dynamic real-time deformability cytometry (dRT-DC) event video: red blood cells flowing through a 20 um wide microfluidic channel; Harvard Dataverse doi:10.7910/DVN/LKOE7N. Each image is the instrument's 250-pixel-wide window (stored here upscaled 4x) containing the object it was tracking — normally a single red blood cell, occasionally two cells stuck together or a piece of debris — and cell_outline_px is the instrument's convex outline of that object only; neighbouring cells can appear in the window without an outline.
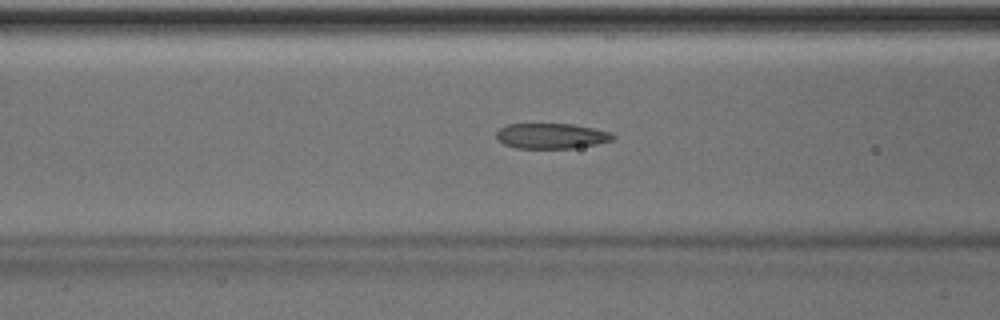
{"species": "Egyptian fruit bat (a non-hibernating species)", "species_latin": "Rousettus aegyptiacus", "temperature_condition": "room temperature", "stored_images_in_passage": 49, "camera_frame_rate_fps": 3000, "um_per_image_px": 0.085, "animal": {"sex": "male"}, "frame": {"image": 1, "passage_image": 19, "time_ms": 6.0, "image_size_px": [1000, 320], "cell_outline_px": [[616, 136], [612, 140], [596, 144], [572, 148], [516, 148], [504, 144], [496, 140], [496, 132], [500, 128], [508, 124], [572, 124], [592, 128], [608, 132]], "centroid_in_image_um": [46.81, 11.56], "position_along_channel_um": 119.8, "area_um2": 17.11}}
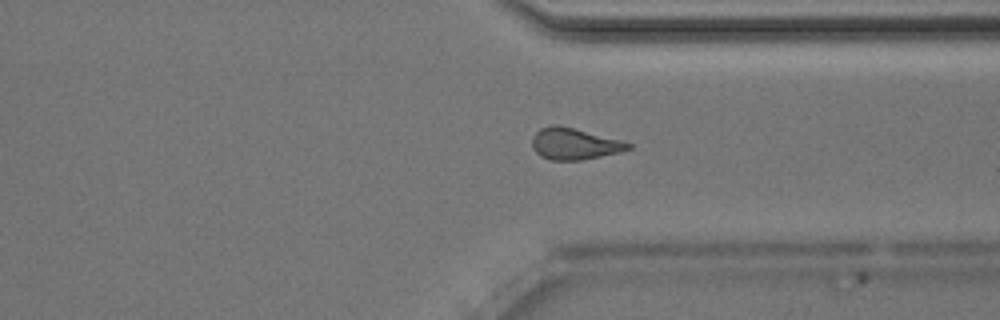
{"frame": {"image": 2, "passage_image": 37, "time_ms": 12.0, "image_size_px": [1000, 320], "cell_outline_px": [[632, 148], [620, 152], [580, 160], [548, 160], [540, 156], [532, 148], [532, 136], [540, 128], [556, 124], [620, 140], [632, 144]], "centroid_in_image_um": [48.78, 12.23], "position_along_channel_um": 362.6, "area_um2": 17.46}}
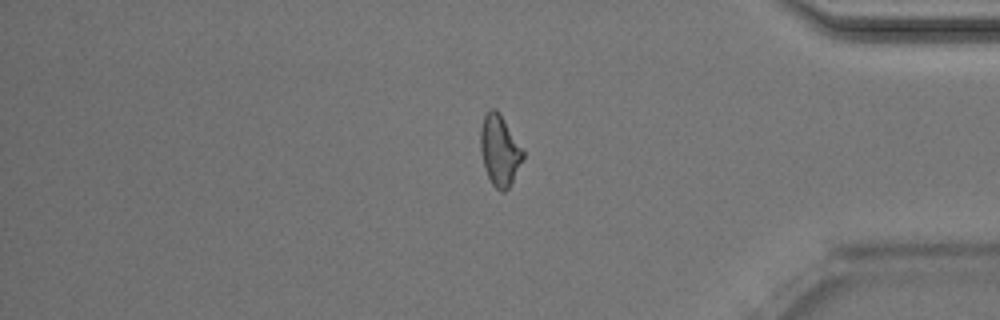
{"frame": {"image": 3, "passage_image": 41, "time_ms": 13.333, "image_size_px": [1000, 320], "cell_outline_px": [[524, 156], [508, 188], [504, 192], [500, 192], [492, 184], [484, 168], [480, 152], [480, 128], [484, 116], [492, 108], [496, 108], [500, 112], [524, 148]], "centroid_in_image_um": [42.47, 12.75], "position_along_channel_um": 392.7, "area_um2": 17.74}, "authors_computed_cell_mechanics": {"area_um2": 17.6868, "velocity_mm_per_s": 4.0505, "shape_relaxation_time_tau1_ms": null, "shape_relaxation_time_tau2_ms": 2.9942, "deformation_change_tau1": null, "deformation_change_tau2": 0.1188}}